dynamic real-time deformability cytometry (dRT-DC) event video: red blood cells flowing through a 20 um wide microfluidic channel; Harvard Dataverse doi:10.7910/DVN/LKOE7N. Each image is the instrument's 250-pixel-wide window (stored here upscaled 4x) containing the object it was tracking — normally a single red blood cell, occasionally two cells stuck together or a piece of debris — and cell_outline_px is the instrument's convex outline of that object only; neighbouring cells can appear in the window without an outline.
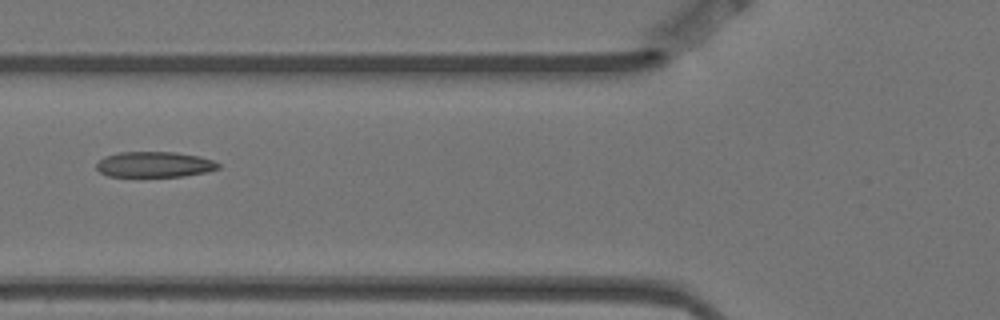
{"species": "Egyptian fruit bat (a non-hibernating species)", "species_latin": "Rousettus aegyptiacus", "temperature_condition": "warm", "stored_images_in_passage": 6, "camera_frame_rate_fps": 3000, "um_per_image_px": 0.085, "animal": {"sex": "female"}, "frame": {"image": 1, "passage_image": 6, "time_ms": 1.667, "image_size_px": [1000, 320], "cell_outline_px": [[220, 168], [204, 172], [184, 176], [108, 176], [100, 172], [96, 168], [96, 164], [104, 156], [120, 152], [176, 152], [200, 156], [212, 160], [220, 164]], "centroid_in_image_um": [13.12, 13.97], "position_along_channel_um": 112.7, "area_um2": 18.09}}